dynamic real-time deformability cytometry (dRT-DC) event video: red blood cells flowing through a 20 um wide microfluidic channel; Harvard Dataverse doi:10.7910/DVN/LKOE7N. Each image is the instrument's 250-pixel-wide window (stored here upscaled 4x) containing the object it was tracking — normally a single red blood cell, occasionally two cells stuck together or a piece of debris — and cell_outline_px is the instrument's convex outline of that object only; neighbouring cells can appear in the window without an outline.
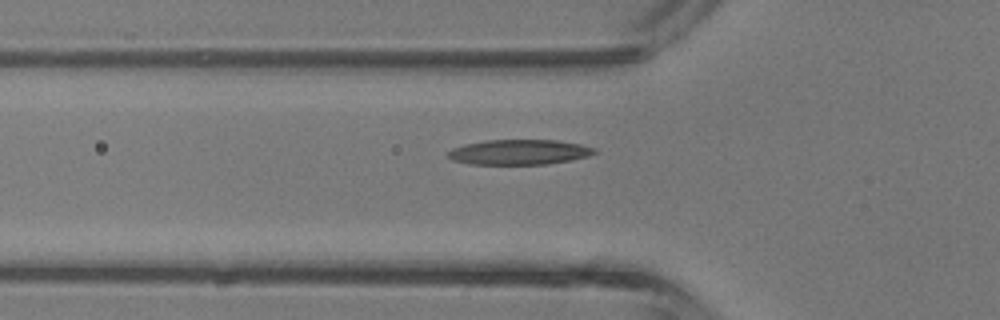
{"species": "common noctule bat (a hibernating species)", "species_latin": "Nyctalus noctula", "temperature_condition": "room temperature", "stored_images_in_passage": 30, "camera_frame_rate_fps": 3000, "um_per_image_px": 0.085, "animal": {"sex": "male", "body_mass_g": 13.3}, "frame": {"image": 1, "passage_image": 6, "time_ms": 1.667, "image_size_px": [1000, 320], "cell_outline_px": [[596, 152], [588, 156], [572, 160], [548, 164], [468, 164], [452, 160], [448, 156], [448, 152], [452, 148], [464, 144], [488, 140], [556, 140], [580, 144], [596, 148]], "centroid_in_image_um": [44.13, 12.93], "position_along_channel_um": 81.7, "area_um2": 21.44}}
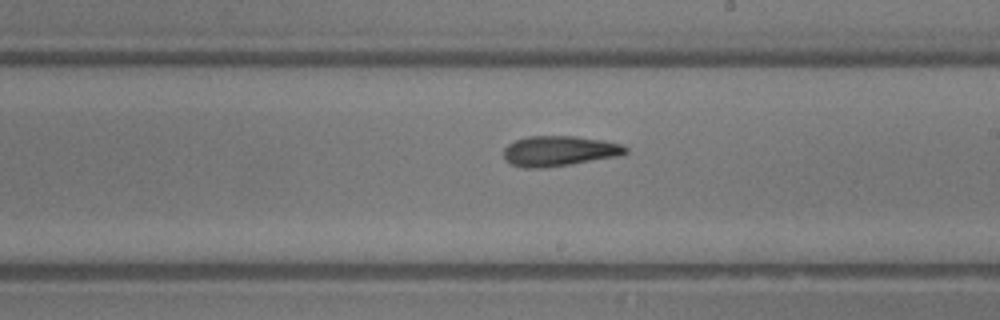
{"frame": {"image": 2, "passage_image": 16, "time_ms": 5.0, "image_size_px": [1000, 320], "cell_outline_px": [[628, 152], [616, 156], [572, 164], [544, 168], [524, 168], [512, 164], [504, 160], [504, 148], [508, 144], [516, 140], [528, 136], [576, 136], [604, 140], [620, 144], [628, 148]], "centroid_in_image_um": [47.51, 12.83], "position_along_channel_um": 241.5, "area_um2": 21.5}}
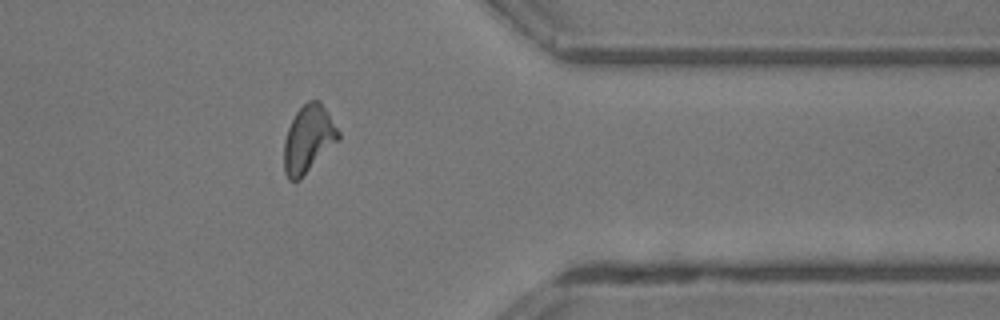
{"frame": {"image": 3, "passage_image": 26, "time_ms": 8.333, "image_size_px": [1000, 320], "cell_outline_px": [[340, 136], [300, 180], [296, 184], [288, 180], [284, 172], [284, 140], [288, 128], [296, 112], [308, 100], [320, 100], [340, 132]], "centroid_in_image_um": [26.17, 11.84], "position_along_channel_um": 385.2, "area_um2": 21.1}, "authors_computed_cell_mechanics": {"area_um2": 21.2415, "velocity_mm_per_s": 4.7683, "shape_relaxation_time_tau1_ms": 3.1645, "shape_relaxation_time_tau2_ms": 2.8958, "deformation_change_tau1": 0.1405, "deformation_change_tau2": 0.1405}}